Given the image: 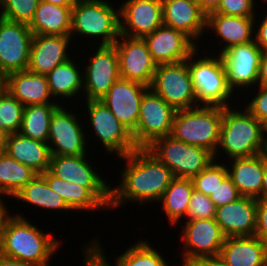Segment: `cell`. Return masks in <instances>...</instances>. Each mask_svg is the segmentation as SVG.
<instances>
[{"label":"cell","mask_w":267,"mask_h":266,"mask_svg":"<svg viewBox=\"0 0 267 266\" xmlns=\"http://www.w3.org/2000/svg\"><path fill=\"white\" fill-rule=\"evenodd\" d=\"M255 236L267 241V202L257 200V218Z\"/></svg>","instance_id":"obj_44"},{"label":"cell","mask_w":267,"mask_h":266,"mask_svg":"<svg viewBox=\"0 0 267 266\" xmlns=\"http://www.w3.org/2000/svg\"><path fill=\"white\" fill-rule=\"evenodd\" d=\"M149 88L176 111L199 106L187 61L157 65Z\"/></svg>","instance_id":"obj_13"},{"label":"cell","mask_w":267,"mask_h":266,"mask_svg":"<svg viewBox=\"0 0 267 266\" xmlns=\"http://www.w3.org/2000/svg\"><path fill=\"white\" fill-rule=\"evenodd\" d=\"M84 108L88 111L87 125L91 137H95L98 144L105 149L109 156L121 157L133 152L135 145L131 132L113 115L110 109L101 100H84ZM115 154V155H114Z\"/></svg>","instance_id":"obj_8"},{"label":"cell","mask_w":267,"mask_h":266,"mask_svg":"<svg viewBox=\"0 0 267 266\" xmlns=\"http://www.w3.org/2000/svg\"><path fill=\"white\" fill-rule=\"evenodd\" d=\"M77 58V55L75 59L72 56L46 75L51 96L61 105L67 104V100H76L77 96L79 100L83 99V68L79 69L83 65L82 60L77 62Z\"/></svg>","instance_id":"obj_28"},{"label":"cell","mask_w":267,"mask_h":266,"mask_svg":"<svg viewBox=\"0 0 267 266\" xmlns=\"http://www.w3.org/2000/svg\"><path fill=\"white\" fill-rule=\"evenodd\" d=\"M5 90L23 106L58 103L51 96L46 75L28 70L7 74Z\"/></svg>","instance_id":"obj_27"},{"label":"cell","mask_w":267,"mask_h":266,"mask_svg":"<svg viewBox=\"0 0 267 266\" xmlns=\"http://www.w3.org/2000/svg\"><path fill=\"white\" fill-rule=\"evenodd\" d=\"M119 158L125 166L120 171L119 185L111 187L109 210H118L128 202L139 206L155 204L175 178L171 170L147 148H136Z\"/></svg>","instance_id":"obj_1"},{"label":"cell","mask_w":267,"mask_h":266,"mask_svg":"<svg viewBox=\"0 0 267 266\" xmlns=\"http://www.w3.org/2000/svg\"><path fill=\"white\" fill-rule=\"evenodd\" d=\"M91 240L86 243L87 245L83 244L84 248L82 247V249H86L102 266H171L169 264L171 262L168 259L166 261L163 253L161 254L160 251L156 250L157 247L151 245L152 243L146 237L144 240L138 239L127 249L125 247V251H122L121 255H117L113 259V261L115 260L113 263L111 261L109 263L107 256H105L104 246L100 244L99 237H94Z\"/></svg>","instance_id":"obj_21"},{"label":"cell","mask_w":267,"mask_h":266,"mask_svg":"<svg viewBox=\"0 0 267 266\" xmlns=\"http://www.w3.org/2000/svg\"><path fill=\"white\" fill-rule=\"evenodd\" d=\"M216 207L209 196L193 190L187 210L186 221L215 218Z\"/></svg>","instance_id":"obj_40"},{"label":"cell","mask_w":267,"mask_h":266,"mask_svg":"<svg viewBox=\"0 0 267 266\" xmlns=\"http://www.w3.org/2000/svg\"><path fill=\"white\" fill-rule=\"evenodd\" d=\"M5 153L38 174L49 170L51 152L48 143L31 139L20 132L8 134Z\"/></svg>","instance_id":"obj_30"},{"label":"cell","mask_w":267,"mask_h":266,"mask_svg":"<svg viewBox=\"0 0 267 266\" xmlns=\"http://www.w3.org/2000/svg\"><path fill=\"white\" fill-rule=\"evenodd\" d=\"M219 256L229 266H267L266 242L255 235L226 237Z\"/></svg>","instance_id":"obj_29"},{"label":"cell","mask_w":267,"mask_h":266,"mask_svg":"<svg viewBox=\"0 0 267 266\" xmlns=\"http://www.w3.org/2000/svg\"><path fill=\"white\" fill-rule=\"evenodd\" d=\"M224 162H226L228 176L232 179L240 196L258 200L266 167L265 153L253 157L232 158Z\"/></svg>","instance_id":"obj_26"},{"label":"cell","mask_w":267,"mask_h":266,"mask_svg":"<svg viewBox=\"0 0 267 266\" xmlns=\"http://www.w3.org/2000/svg\"><path fill=\"white\" fill-rule=\"evenodd\" d=\"M89 155H51L49 172L70 184L87 188L107 209L111 203V185L92 164ZM95 168V169H94Z\"/></svg>","instance_id":"obj_9"},{"label":"cell","mask_w":267,"mask_h":266,"mask_svg":"<svg viewBox=\"0 0 267 266\" xmlns=\"http://www.w3.org/2000/svg\"><path fill=\"white\" fill-rule=\"evenodd\" d=\"M162 4L163 25L181 31L200 47L197 42L206 35L207 16L196 0H162Z\"/></svg>","instance_id":"obj_22"},{"label":"cell","mask_w":267,"mask_h":266,"mask_svg":"<svg viewBox=\"0 0 267 266\" xmlns=\"http://www.w3.org/2000/svg\"><path fill=\"white\" fill-rule=\"evenodd\" d=\"M255 17H238L220 13H211L207 16L206 33L214 34L218 38L220 49L215 53L220 54L229 47L238 44H246L254 40ZM214 31V32H213ZM221 40H220V39ZM219 52V53H218Z\"/></svg>","instance_id":"obj_25"},{"label":"cell","mask_w":267,"mask_h":266,"mask_svg":"<svg viewBox=\"0 0 267 266\" xmlns=\"http://www.w3.org/2000/svg\"><path fill=\"white\" fill-rule=\"evenodd\" d=\"M17 202L21 201L24 204L35 209L40 207L41 209L48 210V212L60 211H72L74 212L64 201V199L50 189L45 178L38 174L32 181H30L25 187H23L13 198ZM28 203V204H27Z\"/></svg>","instance_id":"obj_33"},{"label":"cell","mask_w":267,"mask_h":266,"mask_svg":"<svg viewBox=\"0 0 267 266\" xmlns=\"http://www.w3.org/2000/svg\"><path fill=\"white\" fill-rule=\"evenodd\" d=\"M78 116L72 108L68 110L66 105H61L53 113L47 142L51 155L89 154L87 145L91 141L90 134L88 136L86 133V122L81 121L85 118Z\"/></svg>","instance_id":"obj_11"},{"label":"cell","mask_w":267,"mask_h":266,"mask_svg":"<svg viewBox=\"0 0 267 266\" xmlns=\"http://www.w3.org/2000/svg\"><path fill=\"white\" fill-rule=\"evenodd\" d=\"M71 41L70 36L34 35L27 70L35 74L47 75L57 65L72 57L71 50L74 45L70 46Z\"/></svg>","instance_id":"obj_23"},{"label":"cell","mask_w":267,"mask_h":266,"mask_svg":"<svg viewBox=\"0 0 267 266\" xmlns=\"http://www.w3.org/2000/svg\"><path fill=\"white\" fill-rule=\"evenodd\" d=\"M6 75L0 70V93L5 90Z\"/></svg>","instance_id":"obj_55"},{"label":"cell","mask_w":267,"mask_h":266,"mask_svg":"<svg viewBox=\"0 0 267 266\" xmlns=\"http://www.w3.org/2000/svg\"><path fill=\"white\" fill-rule=\"evenodd\" d=\"M146 148L175 178L192 179L214 161V155L207 149L186 144L171 135L155 139Z\"/></svg>","instance_id":"obj_7"},{"label":"cell","mask_w":267,"mask_h":266,"mask_svg":"<svg viewBox=\"0 0 267 266\" xmlns=\"http://www.w3.org/2000/svg\"><path fill=\"white\" fill-rule=\"evenodd\" d=\"M265 12L267 13V11ZM262 17L261 20H257V17L255 16L254 26L257 27L254 28V40L260 49L265 52L267 51V14H265V17ZM257 22L258 24H256Z\"/></svg>","instance_id":"obj_45"},{"label":"cell","mask_w":267,"mask_h":266,"mask_svg":"<svg viewBox=\"0 0 267 266\" xmlns=\"http://www.w3.org/2000/svg\"><path fill=\"white\" fill-rule=\"evenodd\" d=\"M72 8L39 1L29 25L33 35L70 36Z\"/></svg>","instance_id":"obj_31"},{"label":"cell","mask_w":267,"mask_h":266,"mask_svg":"<svg viewBox=\"0 0 267 266\" xmlns=\"http://www.w3.org/2000/svg\"><path fill=\"white\" fill-rule=\"evenodd\" d=\"M256 0H221L218 9L214 13H220L238 17H255Z\"/></svg>","instance_id":"obj_41"},{"label":"cell","mask_w":267,"mask_h":266,"mask_svg":"<svg viewBox=\"0 0 267 266\" xmlns=\"http://www.w3.org/2000/svg\"><path fill=\"white\" fill-rule=\"evenodd\" d=\"M194 190L191 179L174 178L158 201L164 211L169 226H179L181 219L185 221L191 194ZM162 204V205H161Z\"/></svg>","instance_id":"obj_34"},{"label":"cell","mask_w":267,"mask_h":266,"mask_svg":"<svg viewBox=\"0 0 267 266\" xmlns=\"http://www.w3.org/2000/svg\"><path fill=\"white\" fill-rule=\"evenodd\" d=\"M24 216L14 213L7 221L0 253L35 265L50 266L49 262L60 249L62 241Z\"/></svg>","instance_id":"obj_3"},{"label":"cell","mask_w":267,"mask_h":266,"mask_svg":"<svg viewBox=\"0 0 267 266\" xmlns=\"http://www.w3.org/2000/svg\"><path fill=\"white\" fill-rule=\"evenodd\" d=\"M240 197L241 196L232 179L227 176L224 181L220 185H218L214 193L210 196V200L217 208L232 203Z\"/></svg>","instance_id":"obj_43"},{"label":"cell","mask_w":267,"mask_h":266,"mask_svg":"<svg viewBox=\"0 0 267 266\" xmlns=\"http://www.w3.org/2000/svg\"><path fill=\"white\" fill-rule=\"evenodd\" d=\"M4 199H5L4 197L3 198L0 197V245L3 239L6 223L9 220V218L13 215L12 213L10 214V211L7 207L8 204Z\"/></svg>","instance_id":"obj_46"},{"label":"cell","mask_w":267,"mask_h":266,"mask_svg":"<svg viewBox=\"0 0 267 266\" xmlns=\"http://www.w3.org/2000/svg\"><path fill=\"white\" fill-rule=\"evenodd\" d=\"M222 123V107L199 105L177 110L171 136L186 144L205 148L215 155Z\"/></svg>","instance_id":"obj_6"},{"label":"cell","mask_w":267,"mask_h":266,"mask_svg":"<svg viewBox=\"0 0 267 266\" xmlns=\"http://www.w3.org/2000/svg\"><path fill=\"white\" fill-rule=\"evenodd\" d=\"M198 47L186 60L198 105L231 107L236 96L229 88L219 54L203 55ZM198 52V53H197ZM202 54V55H201ZM203 56V57H201ZM231 104V105H230Z\"/></svg>","instance_id":"obj_5"},{"label":"cell","mask_w":267,"mask_h":266,"mask_svg":"<svg viewBox=\"0 0 267 266\" xmlns=\"http://www.w3.org/2000/svg\"><path fill=\"white\" fill-rule=\"evenodd\" d=\"M40 0H1L0 17L30 25Z\"/></svg>","instance_id":"obj_39"},{"label":"cell","mask_w":267,"mask_h":266,"mask_svg":"<svg viewBox=\"0 0 267 266\" xmlns=\"http://www.w3.org/2000/svg\"><path fill=\"white\" fill-rule=\"evenodd\" d=\"M148 89L141 83L120 78L100 100L132 133L137 126L142 97Z\"/></svg>","instance_id":"obj_19"},{"label":"cell","mask_w":267,"mask_h":266,"mask_svg":"<svg viewBox=\"0 0 267 266\" xmlns=\"http://www.w3.org/2000/svg\"><path fill=\"white\" fill-rule=\"evenodd\" d=\"M84 266H102L86 249H82Z\"/></svg>","instance_id":"obj_51"},{"label":"cell","mask_w":267,"mask_h":266,"mask_svg":"<svg viewBox=\"0 0 267 266\" xmlns=\"http://www.w3.org/2000/svg\"><path fill=\"white\" fill-rule=\"evenodd\" d=\"M196 2L199 4L201 11L208 16L218 9L221 0H196Z\"/></svg>","instance_id":"obj_48"},{"label":"cell","mask_w":267,"mask_h":266,"mask_svg":"<svg viewBox=\"0 0 267 266\" xmlns=\"http://www.w3.org/2000/svg\"><path fill=\"white\" fill-rule=\"evenodd\" d=\"M47 181L50 189L61 196L67 205L75 211L91 212L108 209L85 187L70 184L53 176L49 171L41 174Z\"/></svg>","instance_id":"obj_32"},{"label":"cell","mask_w":267,"mask_h":266,"mask_svg":"<svg viewBox=\"0 0 267 266\" xmlns=\"http://www.w3.org/2000/svg\"><path fill=\"white\" fill-rule=\"evenodd\" d=\"M60 106L59 103L25 106L20 133L31 139L47 143L52 115Z\"/></svg>","instance_id":"obj_36"},{"label":"cell","mask_w":267,"mask_h":266,"mask_svg":"<svg viewBox=\"0 0 267 266\" xmlns=\"http://www.w3.org/2000/svg\"><path fill=\"white\" fill-rule=\"evenodd\" d=\"M0 266H39L29 262L5 256L0 253Z\"/></svg>","instance_id":"obj_49"},{"label":"cell","mask_w":267,"mask_h":266,"mask_svg":"<svg viewBox=\"0 0 267 266\" xmlns=\"http://www.w3.org/2000/svg\"><path fill=\"white\" fill-rule=\"evenodd\" d=\"M109 0H78L72 8L71 32L73 40L79 36L98 45H113L120 37V6ZM77 38H74V37ZM93 38V39H92ZM100 41V42H99ZM99 42V43H98Z\"/></svg>","instance_id":"obj_4"},{"label":"cell","mask_w":267,"mask_h":266,"mask_svg":"<svg viewBox=\"0 0 267 266\" xmlns=\"http://www.w3.org/2000/svg\"><path fill=\"white\" fill-rule=\"evenodd\" d=\"M182 266L196 265L200 260L219 256L226 236L215 218L181 221ZM184 223V224H183Z\"/></svg>","instance_id":"obj_10"},{"label":"cell","mask_w":267,"mask_h":266,"mask_svg":"<svg viewBox=\"0 0 267 266\" xmlns=\"http://www.w3.org/2000/svg\"><path fill=\"white\" fill-rule=\"evenodd\" d=\"M37 175L31 167L19 163L7 153L0 154V197L14 198Z\"/></svg>","instance_id":"obj_35"},{"label":"cell","mask_w":267,"mask_h":266,"mask_svg":"<svg viewBox=\"0 0 267 266\" xmlns=\"http://www.w3.org/2000/svg\"><path fill=\"white\" fill-rule=\"evenodd\" d=\"M120 4L121 35L144 38L163 25L162 0H121Z\"/></svg>","instance_id":"obj_18"},{"label":"cell","mask_w":267,"mask_h":266,"mask_svg":"<svg viewBox=\"0 0 267 266\" xmlns=\"http://www.w3.org/2000/svg\"><path fill=\"white\" fill-rule=\"evenodd\" d=\"M258 200L267 202V157H266V167H265V172L263 176L261 194Z\"/></svg>","instance_id":"obj_52"},{"label":"cell","mask_w":267,"mask_h":266,"mask_svg":"<svg viewBox=\"0 0 267 266\" xmlns=\"http://www.w3.org/2000/svg\"><path fill=\"white\" fill-rule=\"evenodd\" d=\"M40 1L61 6H74L78 0H40Z\"/></svg>","instance_id":"obj_53"},{"label":"cell","mask_w":267,"mask_h":266,"mask_svg":"<svg viewBox=\"0 0 267 266\" xmlns=\"http://www.w3.org/2000/svg\"><path fill=\"white\" fill-rule=\"evenodd\" d=\"M234 107H222L219 143L214 160L224 162L232 158L253 157L265 152V125L244 106L241 109L238 108L239 104ZM221 155L223 157L225 155L226 159L223 160Z\"/></svg>","instance_id":"obj_2"},{"label":"cell","mask_w":267,"mask_h":266,"mask_svg":"<svg viewBox=\"0 0 267 266\" xmlns=\"http://www.w3.org/2000/svg\"><path fill=\"white\" fill-rule=\"evenodd\" d=\"M7 137L8 133L0 127V154L6 152Z\"/></svg>","instance_id":"obj_54"},{"label":"cell","mask_w":267,"mask_h":266,"mask_svg":"<svg viewBox=\"0 0 267 266\" xmlns=\"http://www.w3.org/2000/svg\"><path fill=\"white\" fill-rule=\"evenodd\" d=\"M257 93L250 95L247 101L242 104L258 121L262 122L264 125L267 124V86H256Z\"/></svg>","instance_id":"obj_42"},{"label":"cell","mask_w":267,"mask_h":266,"mask_svg":"<svg viewBox=\"0 0 267 266\" xmlns=\"http://www.w3.org/2000/svg\"><path fill=\"white\" fill-rule=\"evenodd\" d=\"M114 46L118 54L120 77L150 87L157 64L152 59L146 41L120 34Z\"/></svg>","instance_id":"obj_17"},{"label":"cell","mask_w":267,"mask_h":266,"mask_svg":"<svg viewBox=\"0 0 267 266\" xmlns=\"http://www.w3.org/2000/svg\"><path fill=\"white\" fill-rule=\"evenodd\" d=\"M176 110L150 88L144 93L138 122L131 133L137 148H146L155 139L171 134Z\"/></svg>","instance_id":"obj_14"},{"label":"cell","mask_w":267,"mask_h":266,"mask_svg":"<svg viewBox=\"0 0 267 266\" xmlns=\"http://www.w3.org/2000/svg\"><path fill=\"white\" fill-rule=\"evenodd\" d=\"M265 129H266V140H267V124L265 125Z\"/></svg>","instance_id":"obj_57"},{"label":"cell","mask_w":267,"mask_h":266,"mask_svg":"<svg viewBox=\"0 0 267 266\" xmlns=\"http://www.w3.org/2000/svg\"><path fill=\"white\" fill-rule=\"evenodd\" d=\"M265 155H266V157H267V140H266V148H265Z\"/></svg>","instance_id":"obj_56"},{"label":"cell","mask_w":267,"mask_h":266,"mask_svg":"<svg viewBox=\"0 0 267 266\" xmlns=\"http://www.w3.org/2000/svg\"><path fill=\"white\" fill-rule=\"evenodd\" d=\"M257 199L241 196L236 201L216 208L215 220L226 237L254 236Z\"/></svg>","instance_id":"obj_24"},{"label":"cell","mask_w":267,"mask_h":266,"mask_svg":"<svg viewBox=\"0 0 267 266\" xmlns=\"http://www.w3.org/2000/svg\"><path fill=\"white\" fill-rule=\"evenodd\" d=\"M157 65L186 61L198 46L184 33L161 25L143 38Z\"/></svg>","instance_id":"obj_20"},{"label":"cell","mask_w":267,"mask_h":266,"mask_svg":"<svg viewBox=\"0 0 267 266\" xmlns=\"http://www.w3.org/2000/svg\"><path fill=\"white\" fill-rule=\"evenodd\" d=\"M24 107L7 90L0 93V127L6 133L20 132Z\"/></svg>","instance_id":"obj_37"},{"label":"cell","mask_w":267,"mask_h":266,"mask_svg":"<svg viewBox=\"0 0 267 266\" xmlns=\"http://www.w3.org/2000/svg\"><path fill=\"white\" fill-rule=\"evenodd\" d=\"M262 52L253 40L246 44L233 45L219 54L225 68L227 83L234 94L239 90L242 94L241 91L245 89L243 94L248 98L249 92L244 93L246 88L250 93L252 87V91L256 90Z\"/></svg>","instance_id":"obj_15"},{"label":"cell","mask_w":267,"mask_h":266,"mask_svg":"<svg viewBox=\"0 0 267 266\" xmlns=\"http://www.w3.org/2000/svg\"><path fill=\"white\" fill-rule=\"evenodd\" d=\"M195 266H229L220 256L200 260Z\"/></svg>","instance_id":"obj_50"},{"label":"cell","mask_w":267,"mask_h":266,"mask_svg":"<svg viewBox=\"0 0 267 266\" xmlns=\"http://www.w3.org/2000/svg\"><path fill=\"white\" fill-rule=\"evenodd\" d=\"M227 176L225 162L214 160L191 180L195 191L210 197Z\"/></svg>","instance_id":"obj_38"},{"label":"cell","mask_w":267,"mask_h":266,"mask_svg":"<svg viewBox=\"0 0 267 266\" xmlns=\"http://www.w3.org/2000/svg\"><path fill=\"white\" fill-rule=\"evenodd\" d=\"M83 69V100H100L120 77L119 60L113 45L95 44ZM85 65V66H84Z\"/></svg>","instance_id":"obj_12"},{"label":"cell","mask_w":267,"mask_h":266,"mask_svg":"<svg viewBox=\"0 0 267 266\" xmlns=\"http://www.w3.org/2000/svg\"><path fill=\"white\" fill-rule=\"evenodd\" d=\"M257 85L267 86V51L261 55Z\"/></svg>","instance_id":"obj_47"},{"label":"cell","mask_w":267,"mask_h":266,"mask_svg":"<svg viewBox=\"0 0 267 266\" xmlns=\"http://www.w3.org/2000/svg\"><path fill=\"white\" fill-rule=\"evenodd\" d=\"M33 36L29 25L0 17V70L5 75L28 69Z\"/></svg>","instance_id":"obj_16"}]
</instances>
